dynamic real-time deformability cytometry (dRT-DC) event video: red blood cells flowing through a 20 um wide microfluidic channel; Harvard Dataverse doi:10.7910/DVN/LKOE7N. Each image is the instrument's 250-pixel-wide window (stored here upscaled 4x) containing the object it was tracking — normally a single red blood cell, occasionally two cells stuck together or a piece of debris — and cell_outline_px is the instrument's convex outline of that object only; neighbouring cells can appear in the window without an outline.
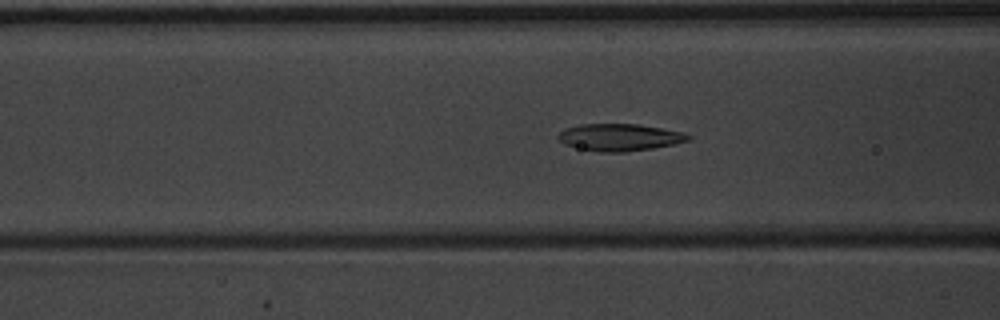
{"species": "common noctule bat (a hibernating species)", "species_latin": "Nyctalus noctula", "temperature_condition": "warm", "stored_images_in_passage": 49, "camera_frame_rate_fps": 3000, "um_per_image_px": 0.085, "animal": {"sex": "male", "body_mass_g": 20.1, "forearm_length_mm": 53.5}, "frame": {"image": 1, "passage_image": 18, "time_ms": 5.667, "image_size_px": [1000, 320], "cell_outline_px": [[692, 136], [688, 140], [672, 144], [652, 148], [624, 152], [600, 152], [580, 148], [564, 144], [556, 136], [564, 128], [580, 124], [636, 124], [684, 132]], "centroid_in_image_um": [52.63, 11.66], "position_along_channel_um": 114.0, "area_um2": 20.35}}
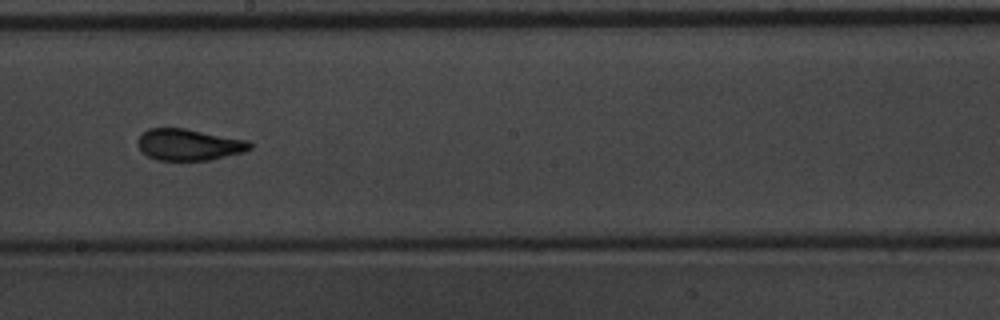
{"frame": {"image": 2, "passage_image": 27, "time_ms": 8.667, "image_size_px": [1000, 320], "cell_outline_px": [[252, 148], [244, 152], [208, 160], [160, 160], [148, 156], [136, 144], [136, 140], [148, 128], [184, 128], [248, 140], [252, 144]], "centroid_in_image_um": [16.06, 12.29], "position_along_channel_um": 232.1, "area_um2": 20.46}}
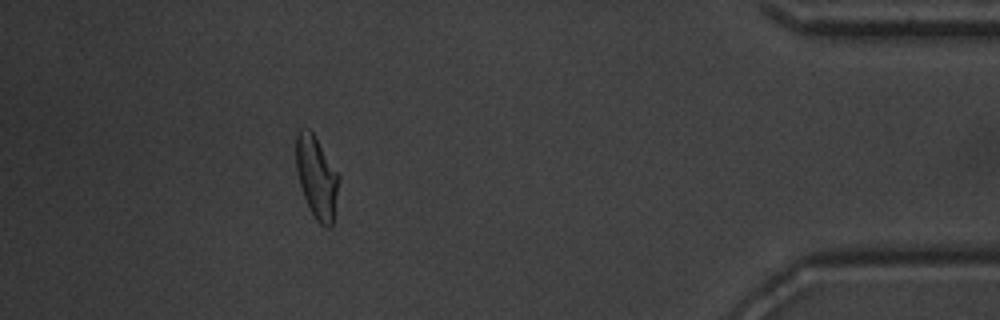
{"frame": {"image": 3, "passage_image": 44, "time_ms": 14.333, "image_size_px": [1000, 320], "cell_outline_px": [[340, 180], [332, 224], [328, 228], [324, 228], [316, 220], [304, 196], [300, 184], [296, 168], [296, 136], [300, 128], [308, 128], [312, 132], [340, 176]], "centroid_in_image_um": [26.92, 15.07], "position_along_channel_um": 408.3, "area_um2": 20.23}, "authors_computed_cell_mechanics": {"area_um2": 20.4034, "velocity_mm_per_s": 3.9393, "shape_relaxation_time_tau1_ms": 3.0591, "shape_relaxation_time_tau2_ms": 1.3096, "deformation_change_tau1": 0.1575, "deformation_change_tau2": 0.0833}}